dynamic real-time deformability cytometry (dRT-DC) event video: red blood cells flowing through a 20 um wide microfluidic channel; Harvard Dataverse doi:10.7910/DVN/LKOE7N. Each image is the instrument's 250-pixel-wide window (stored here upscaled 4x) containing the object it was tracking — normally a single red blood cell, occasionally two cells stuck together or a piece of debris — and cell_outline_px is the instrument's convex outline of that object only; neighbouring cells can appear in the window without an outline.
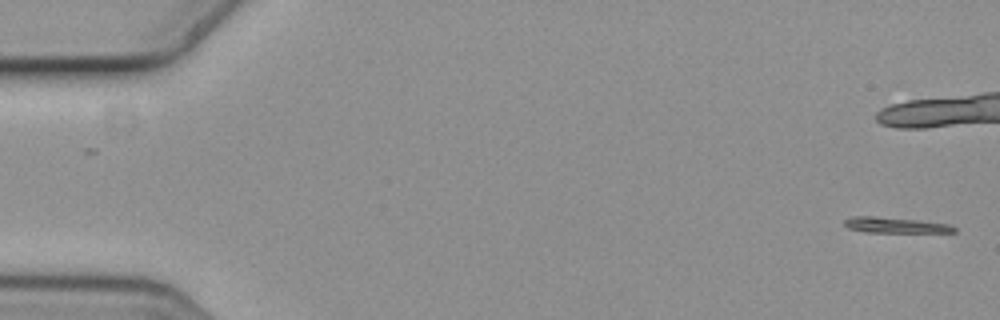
{"species": "common noctule bat (a hibernating species)", "species_latin": "Nyctalus noctula", "temperature_condition": "cold", "stored_images_in_passage": 15, "camera_frame_rate_fps": 3000, "um_per_image_px": 0.085, "animal": {"sex": "female", "body_mass_g": 19.3, "forearm_length_mm": 54.1}, "frame": {"image": 1, "passage_image": 1, "time_ms": 0.0, "image_size_px": [1000, 320], "cell_outline_px": [[956, 232], [864, 232], [848, 228], [844, 224], [844, 220], [852, 216], [876, 216], [920, 220], [952, 224], [956, 228]], "centroid_in_image_um": [76.12, 19.13], "position_along_channel_um": 8.9, "area_um2": 10.12}}
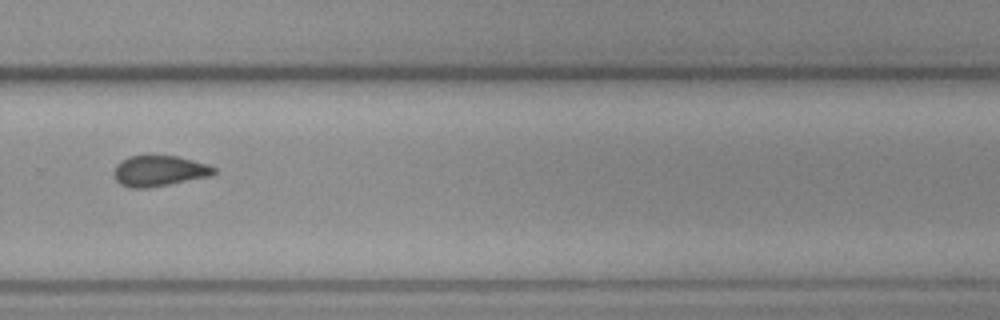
{"frame": {"image": 2, "passage_image": 11, "time_ms": 3.333, "image_size_px": [1000, 320], "cell_outline_px": [[216, 172], [208, 176], [148, 188], [128, 188], [120, 184], [116, 180], [112, 172], [116, 164], [120, 160], [128, 156], [180, 156], [208, 164], [216, 168]], "centroid_in_image_um": [13.48, 14.52], "position_along_channel_um": 316.3, "area_um2": 17.98}}
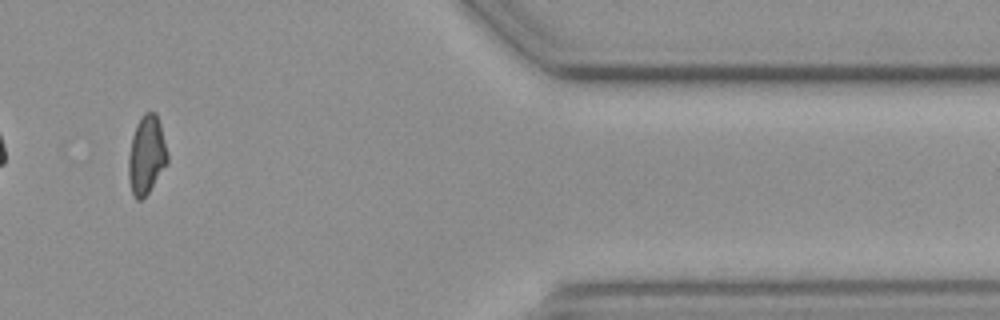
{"frame": {"image": 3, "passage_image": 13, "time_ms": 4.0, "image_size_px": [1000, 320], "cell_outline_px": [[168, 164], [148, 192], [140, 200], [136, 200], [132, 196], [128, 180], [128, 156], [132, 136], [136, 124], [140, 116], [144, 112], [156, 112], [160, 124], [168, 156]], "centroid_in_image_um": [12.43, 13.18], "position_along_channel_um": 399.0, "area_um2": 18.03}}